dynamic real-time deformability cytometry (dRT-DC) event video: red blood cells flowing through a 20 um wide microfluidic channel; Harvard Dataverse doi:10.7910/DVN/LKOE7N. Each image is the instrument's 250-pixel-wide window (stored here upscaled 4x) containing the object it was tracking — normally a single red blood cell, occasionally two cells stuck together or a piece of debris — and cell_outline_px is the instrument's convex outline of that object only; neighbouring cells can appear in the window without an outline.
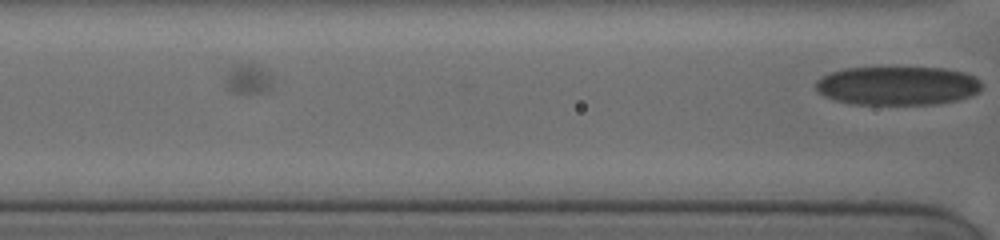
{"species": "human", "species_latin": "Homo sapiens", "temperature_condition": "cold", "stored_images_in_passage": 15, "camera_frame_rate_fps": 3000, "um_per_image_px": 0.085, "donor": {"sex": "female"}, "frame": {"image": 1, "passage_image": 15, "time_ms": 3.0, "image_size_px": [1000, 240], "cell_outline_px": [[984, 84], [980, 92], [972, 96], [956, 100], [932, 104], [852, 104], [836, 100], [824, 96], [816, 92], [816, 80], [832, 72], [844, 68], [944, 68], [964, 72], [976, 76]], "centroid_in_image_um": [76.33, 7.29], "position_along_channel_um": 90.3, "area_um2": 37.69}}